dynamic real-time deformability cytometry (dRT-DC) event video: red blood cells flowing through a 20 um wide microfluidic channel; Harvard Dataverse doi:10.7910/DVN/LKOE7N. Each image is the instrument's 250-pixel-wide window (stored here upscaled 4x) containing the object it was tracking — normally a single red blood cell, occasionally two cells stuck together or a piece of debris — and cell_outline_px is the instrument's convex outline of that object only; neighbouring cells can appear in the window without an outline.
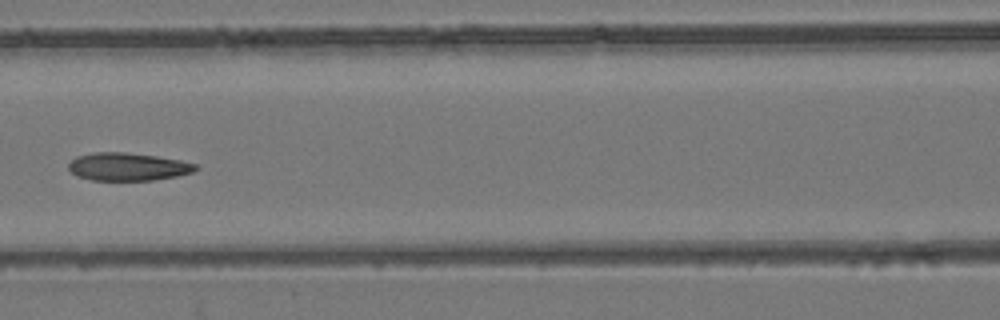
{"species": "common noctule bat (a hibernating species)", "species_latin": "Nyctalus noctula", "temperature_condition": "room temperature", "stored_images_in_passage": 3, "camera_frame_rate_fps": 3000, "um_per_image_px": 0.085, "animal": {"sex": "female", "body_mass_g": 24.6, "forearm_length_mm": 56.2}, "frame": {"image": 1, "passage_image": 3, "time_ms": 2.0, "image_size_px": [1000, 320], "cell_outline_px": [[200, 168], [192, 172], [176, 176], [152, 180], [92, 180], [76, 176], [68, 168], [68, 164], [76, 156], [92, 152], [124, 152], [156, 156], [180, 160], [196, 164]], "centroid_in_image_um": [10.85, 14.16], "position_along_channel_um": 155.8, "area_um2": 20.63}}